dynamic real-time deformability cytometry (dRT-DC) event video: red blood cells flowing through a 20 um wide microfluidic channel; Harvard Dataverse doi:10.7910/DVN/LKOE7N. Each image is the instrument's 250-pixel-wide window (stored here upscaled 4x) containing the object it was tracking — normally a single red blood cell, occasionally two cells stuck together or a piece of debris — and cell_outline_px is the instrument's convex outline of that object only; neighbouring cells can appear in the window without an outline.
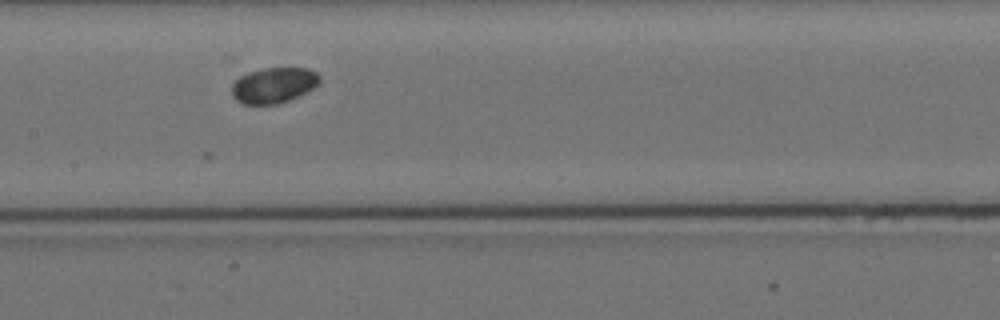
{"species": "Egyptian fruit bat (a non-hibernating species)", "species_latin": "Rousettus aegyptiacus", "temperature_condition": "cold", "stored_images_in_passage": 6, "camera_frame_rate_fps": 3000, "um_per_image_px": 0.085, "animal": {"sex": "female"}, "frame": {"image": 1, "passage_image": 5, "time_ms": 4.667, "image_size_px": [1000, 320], "cell_outline_px": [[320, 80], [312, 88], [288, 100], [276, 104], [244, 104], [236, 100], [232, 96], [232, 84], [240, 76], [248, 72], [260, 68], [308, 68], [316, 72], [320, 76]], "centroid_in_image_um": [23.22, 7.23], "position_along_channel_um": 184.2, "area_um2": 18.03}}
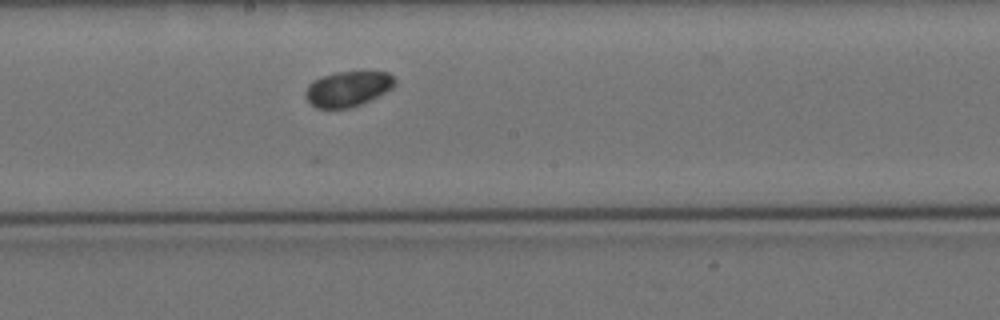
{"frame": {"image": 2, "passage_image": 6, "time_ms": 5.667, "image_size_px": [1000, 320], "cell_outline_px": [[396, 84], [392, 88], [360, 104], [348, 108], [316, 108], [304, 96], [304, 92], [308, 84], [312, 80], [320, 76], [336, 72], [388, 72], [396, 80]], "centroid_in_image_um": [29.52, 7.54], "position_along_channel_um": 218.7, "area_um2": 18.26}}